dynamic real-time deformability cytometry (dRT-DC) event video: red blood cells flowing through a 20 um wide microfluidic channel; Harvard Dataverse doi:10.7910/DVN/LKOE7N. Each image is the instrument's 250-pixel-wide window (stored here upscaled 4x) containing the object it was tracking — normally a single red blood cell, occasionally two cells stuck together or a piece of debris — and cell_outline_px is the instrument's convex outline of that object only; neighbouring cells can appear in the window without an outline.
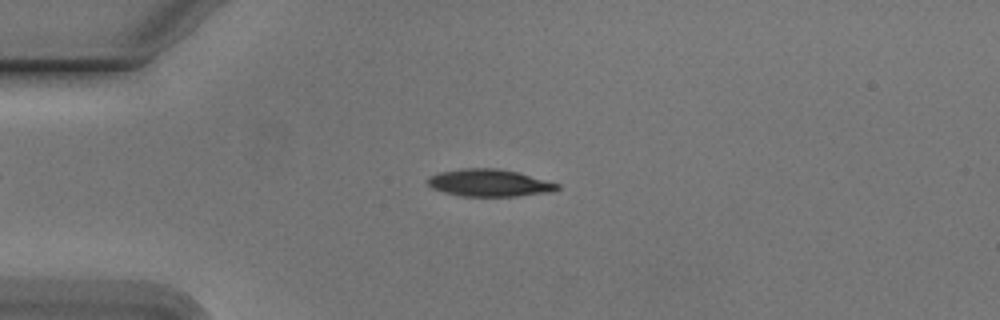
{"species": "Egyptian fruit bat (a non-hibernating species)", "species_latin": "Rousettus aegyptiacus", "temperature_condition": "cold", "stored_images_in_passage": 53, "camera_frame_rate_fps": 3000, "um_per_image_px": 0.085, "animal": {"sex": "male"}, "frame": {"image": 1, "passage_image": 13, "time_ms": 4.0, "image_size_px": [1000, 320], "cell_outline_px": [[560, 188], [548, 192], [516, 196], [460, 196], [444, 192], [432, 188], [428, 184], [428, 176], [440, 172], [460, 168], [496, 168], [516, 172], [560, 184]], "centroid_in_image_um": [41.55, 15.54], "position_along_channel_um": 43.5, "area_um2": 20.4}}
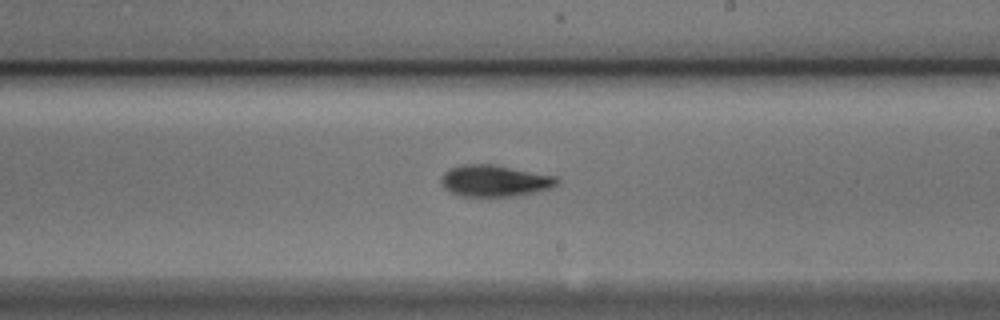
{"frame": {"image": 2, "passage_image": 31, "time_ms": 10.0, "image_size_px": [1000, 320], "cell_outline_px": [[560, 180], [552, 188], [520, 196], [488, 200], [460, 196], [444, 188], [440, 180], [444, 172], [448, 168], [460, 164], [492, 164], [556, 176]], "centroid_in_image_um": [42.02, 15.42], "position_along_channel_um": 247.0, "area_um2": 22.31}}
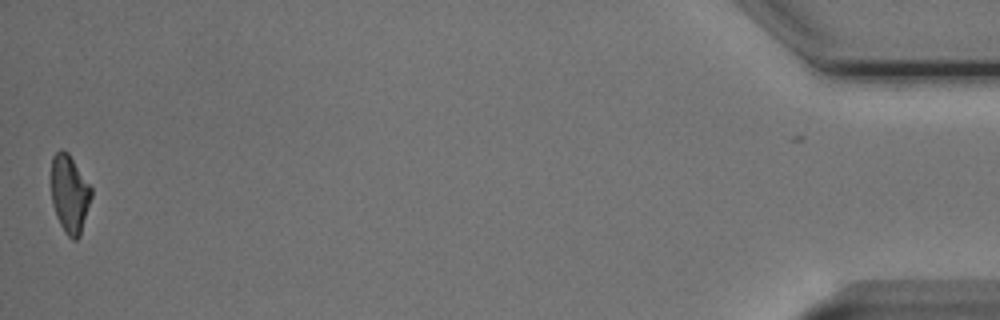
{"frame": {"image": 3, "passage_image": 53, "time_ms": 17.333, "image_size_px": [1000, 320], "cell_outline_px": [[92, 196], [80, 236], [76, 240], [72, 240], [64, 232], [56, 216], [52, 204], [52, 156], [60, 148], [68, 152], [92, 188]], "centroid_in_image_um": [5.92, 16.49], "position_along_channel_um": 429.3, "area_um2": 18.26}, "authors_computed_cell_mechanics": {"area_um2": 20.23, "velocity_mm_per_s": 3.7967, "shape_relaxation_time_tau1_ms": 3.1176, "shape_relaxation_time_tau2_ms": 5.2778, "deformation_change_tau1": 0.1194, "deformation_change_tau2": 0.1237}}